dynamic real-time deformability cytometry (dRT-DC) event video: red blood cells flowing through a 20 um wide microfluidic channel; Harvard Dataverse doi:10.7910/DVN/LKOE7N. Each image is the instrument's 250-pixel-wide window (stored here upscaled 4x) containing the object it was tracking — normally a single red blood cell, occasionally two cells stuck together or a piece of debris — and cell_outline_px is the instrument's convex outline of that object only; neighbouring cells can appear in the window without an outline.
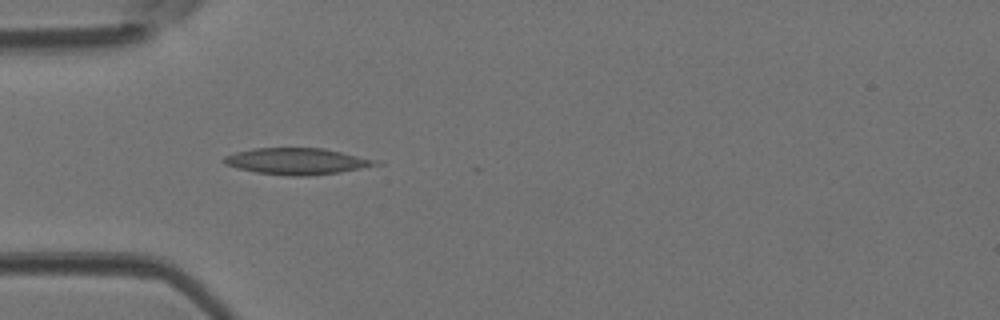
{"species": "Egyptian fruit bat (a non-hibernating species)", "species_latin": "Rousettus aegyptiacus", "temperature_condition": "room temperature", "stored_images_in_passage": 13, "camera_frame_rate_fps": 3000, "um_per_image_px": 0.085, "animal": {"sex": "female"}, "frame": {"image": 1, "passage_image": 7, "time_ms": 2.0, "image_size_px": [1000, 320], "cell_outline_px": [[384, 164], [340, 172], [308, 176], [288, 176], [256, 172], [236, 168], [224, 164], [220, 160], [224, 156], [236, 152], [252, 148], [324, 148], [380, 160]], "centroid_in_image_um": [25.26, 13.71], "position_along_channel_um": 59.7, "area_um2": 23.7}}
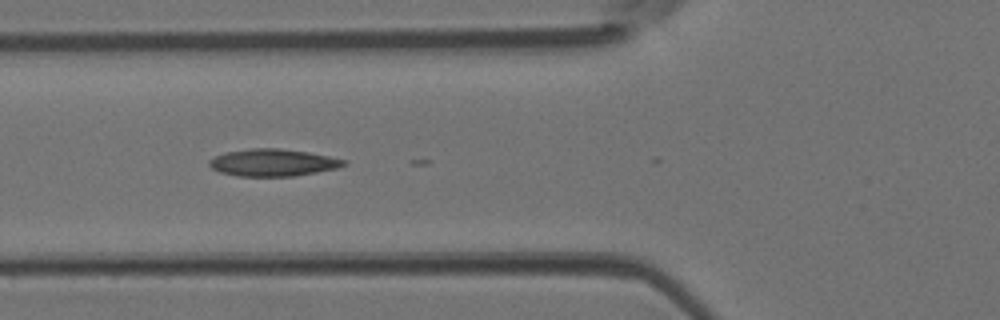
{"frame": {"image": 2, "passage_image": 10, "time_ms": 3.0, "image_size_px": [1000, 320], "cell_outline_px": [[348, 164], [336, 168], [296, 176], [236, 176], [220, 172], [212, 168], [208, 164], [208, 160], [224, 152], [252, 148], [280, 148], [308, 152], [348, 160]], "centroid_in_image_um": [23.2, 13.82], "position_along_channel_um": 102.6, "area_um2": 21.39}}